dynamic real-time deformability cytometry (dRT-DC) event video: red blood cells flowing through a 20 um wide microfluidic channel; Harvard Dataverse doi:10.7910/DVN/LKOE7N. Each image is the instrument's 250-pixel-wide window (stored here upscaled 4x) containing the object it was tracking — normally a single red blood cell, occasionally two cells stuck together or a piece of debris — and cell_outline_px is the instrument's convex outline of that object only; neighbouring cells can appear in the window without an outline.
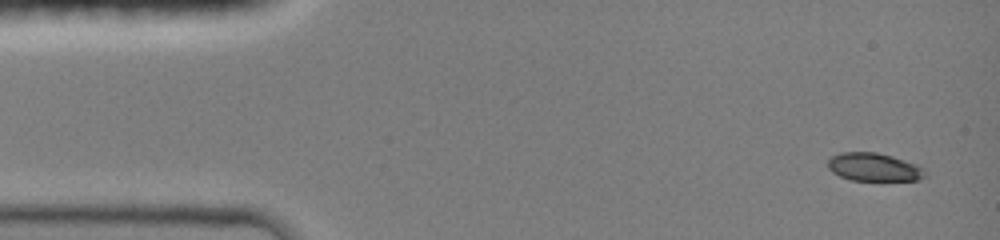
{"species": "common noctule bat (a hibernating species)", "species_latin": "Nyctalus noctula", "temperature_condition": "room temperature", "stored_images_in_passage": 30, "camera_frame_rate_fps": 3000, "um_per_image_px": 0.085, "animal": {"sex": "female", "body_mass_g": 19.0, "forearm_length_mm": 51.5}, "frame": {"image": 1, "passage_image": 1, "time_ms": 0.0, "image_size_px": [1000, 240], "cell_outline_px": [[924, 176], [916, 180], [852, 180], [840, 176], [832, 172], [828, 168], [828, 160], [832, 156], [844, 152], [876, 152], [892, 156], [912, 164], [920, 168], [924, 172]], "centroid_in_image_um": [74.19, 14.2], "position_along_channel_um": 10.8, "area_um2": 15.43}}
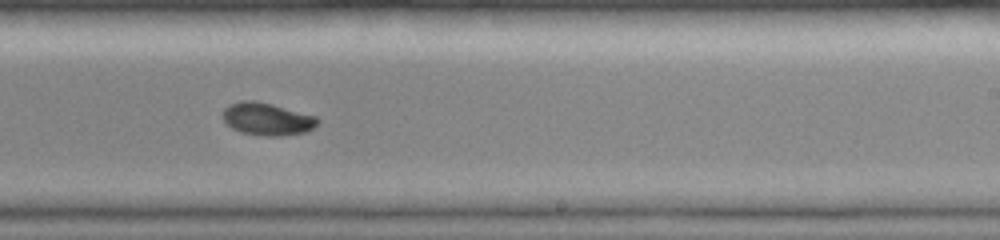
{"frame": {"image": 2, "passage_image": 16, "time_ms": 8.667, "image_size_px": [1000, 240], "cell_outline_px": [[320, 120], [308, 132], [280, 136], [264, 136], [240, 132], [232, 128], [224, 120], [224, 108], [228, 104], [240, 100], [256, 100], [272, 104], [316, 116]], "centroid_in_image_um": [22.7, 10.11], "position_along_channel_um": 266.3, "area_um2": 18.03}}
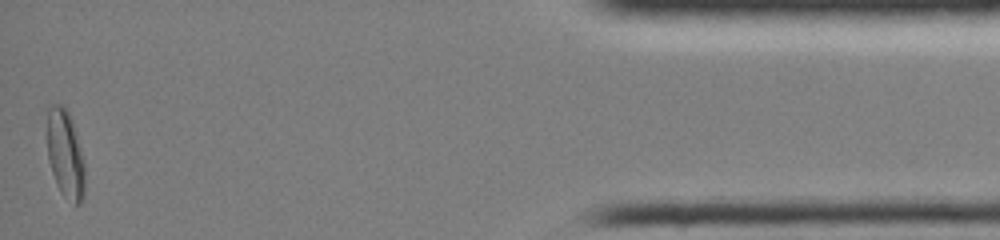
{"frame": {"image": 3, "passage_image": 29, "time_ms": 14.333, "image_size_px": [1000, 240], "cell_outline_px": [[84, 196], [80, 204], [76, 204], [60, 192], [56, 184], [48, 160], [48, 104], [64, 104], [72, 120], [84, 160]], "centroid_in_image_um": [5.55, 13.07], "position_along_channel_um": 429.6, "area_um2": 19.31}, "authors_computed_cell_mechanics": {"area_um2": 17.7446, "velocity_mm_per_s": 4.1919, "shape_relaxation_time_tau1_ms": 7.268, "shape_relaxation_time_tau2_ms": 7.2837, "deformation_change_tau1": 0.2262, "deformation_change_tau2": 0.0685}}